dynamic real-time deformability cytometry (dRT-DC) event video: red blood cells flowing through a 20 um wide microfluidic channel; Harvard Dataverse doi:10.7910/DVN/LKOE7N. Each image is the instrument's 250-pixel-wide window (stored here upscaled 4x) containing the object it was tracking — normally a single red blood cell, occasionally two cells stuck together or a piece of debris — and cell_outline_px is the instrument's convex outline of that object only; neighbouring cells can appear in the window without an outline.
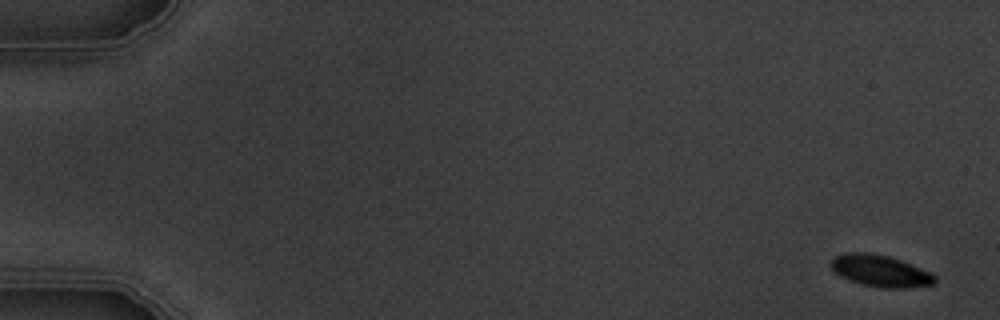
{"species": "common noctule bat (a hibernating species)", "species_latin": "Nyctalus noctula", "temperature_condition": "warm", "stored_images_in_passage": 7, "camera_frame_rate_fps": 3000, "um_per_image_px": 0.085, "animal": {"sex": "male", "body_mass_g": 19.5, "forearm_length_mm": 54.6}, "frame": {"image": 1, "passage_image": 1, "time_ms": 0.0, "image_size_px": [1000, 320], "cell_outline_px": [[936, 284], [908, 288], [880, 288], [860, 284], [848, 280], [840, 276], [832, 268], [832, 260], [836, 256], [844, 252], [868, 252], [888, 256], [900, 260], [932, 272], [936, 276]], "centroid_in_image_um": [74.87, 23.04], "position_along_channel_um": 10.1, "area_um2": 19.36}}
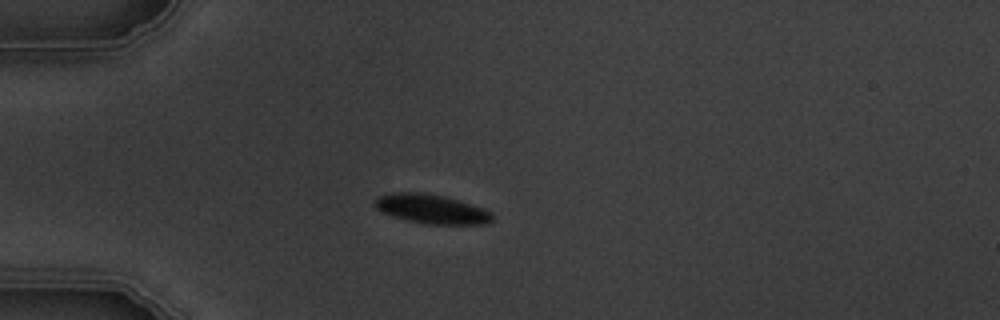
{"frame": {"image": 2, "passage_image": 5, "time_ms": 4.667, "image_size_px": [1000, 320], "cell_outline_px": [[492, 220], [484, 224], [424, 224], [392, 216], [376, 208], [376, 196], [388, 192], [420, 192], [448, 196], [484, 208], [492, 212]], "centroid_in_image_um": [36.69, 17.74], "position_along_channel_um": 48.3, "area_um2": 20.17}}
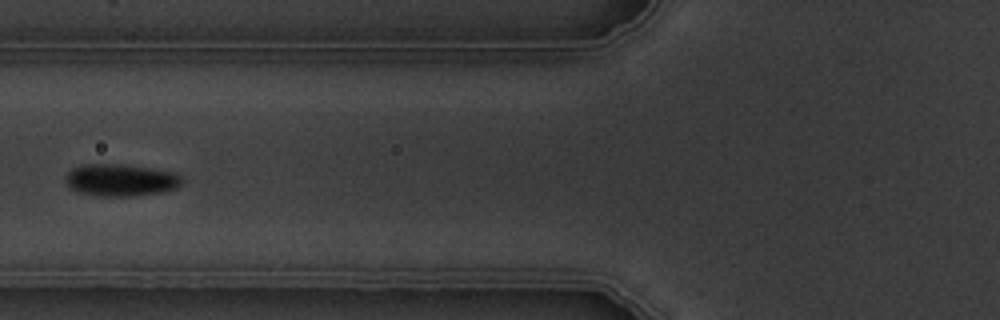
{"frame": {"image": 3, "passage_image": 7, "time_ms": 7.0, "image_size_px": [1000, 320], "cell_outline_px": [[184, 180], [176, 188], [164, 192], [132, 196], [100, 196], [76, 192], [68, 188], [64, 180], [68, 172], [72, 168], [84, 164], [124, 164], [176, 172]], "centroid_in_image_um": [10.24, 15.31], "position_along_channel_um": 115.6, "area_um2": 22.14}}